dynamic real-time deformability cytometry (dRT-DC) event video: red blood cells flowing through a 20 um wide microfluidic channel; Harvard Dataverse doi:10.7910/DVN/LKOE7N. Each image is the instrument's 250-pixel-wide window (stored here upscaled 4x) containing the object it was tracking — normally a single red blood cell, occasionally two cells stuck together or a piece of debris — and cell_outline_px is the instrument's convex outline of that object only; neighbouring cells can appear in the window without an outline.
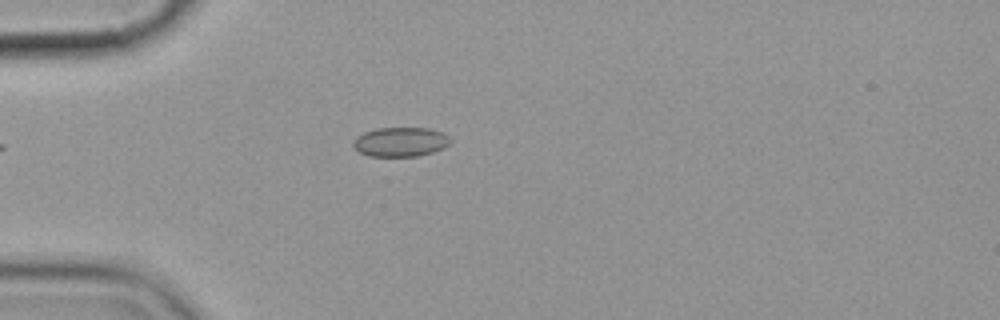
{"species": "common noctule bat (a hibernating species)", "species_latin": "Nyctalus noctula", "temperature_condition": "cold", "stored_images_in_passage": 1, "camera_frame_rate_fps": 3000, "um_per_image_px": 0.085, "animal": {"sex": "female", "body_mass_g": 19.9}, "frame": {"image": 1, "passage_image": 1, "time_ms": 0.0, "image_size_px": [1000, 320], "cell_outline_px": [[452, 140], [444, 148], [432, 152], [416, 156], [368, 156], [352, 148], [352, 140], [356, 136], [364, 132], [376, 128], [428, 128], [440, 132], [448, 136]], "centroid_in_image_um": [33.99, 12.06], "position_along_channel_um": 51.0, "area_um2": 16.7}}